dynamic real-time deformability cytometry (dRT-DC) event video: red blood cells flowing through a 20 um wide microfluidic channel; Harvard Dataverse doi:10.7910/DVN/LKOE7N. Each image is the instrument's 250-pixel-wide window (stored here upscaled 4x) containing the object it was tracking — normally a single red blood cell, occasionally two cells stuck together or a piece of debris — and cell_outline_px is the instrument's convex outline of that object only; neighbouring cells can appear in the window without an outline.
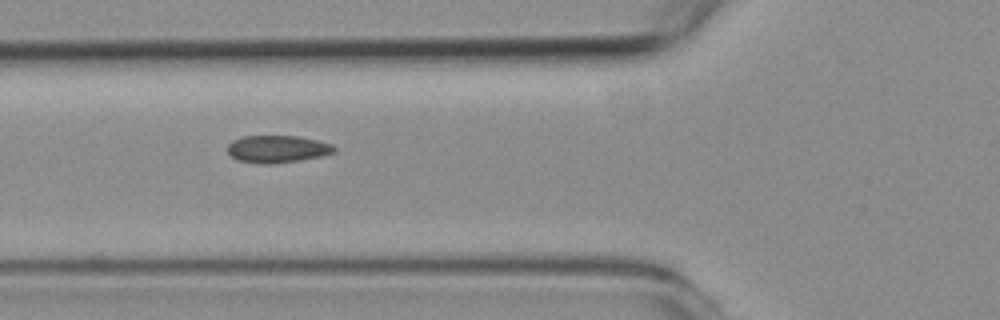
{"species": "common noctule bat (a hibernating species)", "species_latin": "Nyctalus noctula", "temperature_condition": "room temperature", "stored_images_in_passage": 5, "camera_frame_rate_fps": 3000, "um_per_image_px": 0.085, "animal": {"sex": "female", "body_mass_g": 19.3, "forearm_length_mm": 54.1}, "frame": {"image": 1, "passage_image": 3, "time_ms": 2.0, "image_size_px": [1000, 320], "cell_outline_px": [[336, 152], [324, 156], [300, 160], [272, 164], [260, 164], [236, 160], [228, 152], [228, 144], [232, 140], [244, 136], [296, 136], [316, 140], [332, 144], [336, 148]], "centroid_in_image_um": [23.59, 12.67], "position_along_channel_um": 102.2, "area_um2": 17.11}}
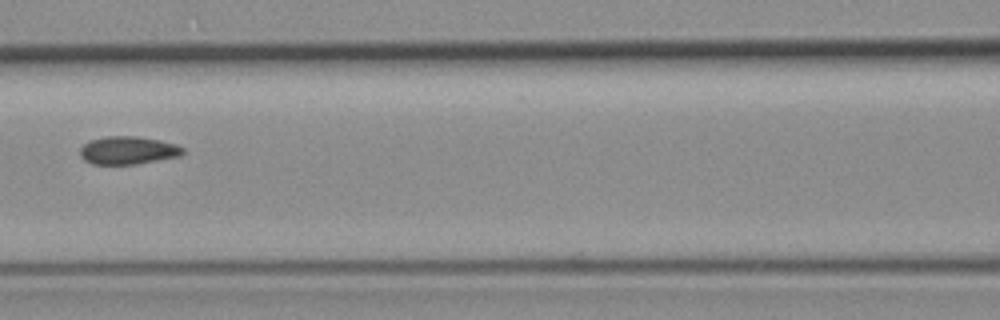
{"frame": {"image": 2, "passage_image": 4, "time_ms": 3.333, "image_size_px": [1000, 320], "cell_outline_px": [[184, 152], [180, 156], [136, 164], [92, 164], [84, 160], [80, 156], [80, 148], [84, 144], [92, 140], [108, 136], [136, 136], [160, 140], [176, 144], [184, 148]], "centroid_in_image_um": [10.89, 12.78], "position_along_channel_um": 155.7, "area_um2": 16.7}}
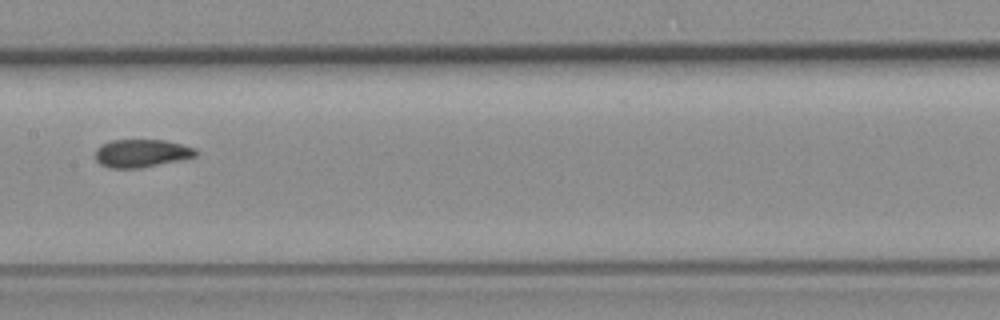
{"frame": {"image": 3, "passage_image": 5, "time_ms": 4.333, "image_size_px": [1000, 320], "cell_outline_px": [[200, 152], [196, 156], [180, 160], [140, 168], [112, 168], [100, 164], [96, 160], [96, 148], [112, 140], [164, 140], [196, 148]], "centroid_in_image_um": [12.06, 13.03], "position_along_channel_um": 195.3, "area_um2": 16.3}}